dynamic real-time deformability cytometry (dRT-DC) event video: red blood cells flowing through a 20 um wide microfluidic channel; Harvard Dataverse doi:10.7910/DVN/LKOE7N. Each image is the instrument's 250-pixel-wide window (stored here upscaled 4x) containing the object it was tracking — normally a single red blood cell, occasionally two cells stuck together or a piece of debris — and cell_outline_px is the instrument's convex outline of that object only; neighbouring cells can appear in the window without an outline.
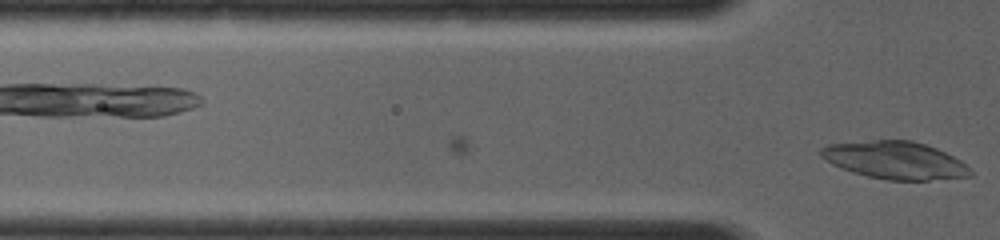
{"species": "common noctule bat (a hibernating species)", "species_latin": "Nyctalus noctula", "temperature_condition": "room temperature", "stored_images_in_passage": 9, "camera_frame_rate_fps": 4000, "um_per_image_px": 0.085, "animal": {"sex": "female", "body_mass_g": 19.0, "forearm_length_mm": 56.7}, "frame": {"image": 1, "passage_image": 9, "time_ms": 2.5, "image_size_px": [1000, 240], "cell_outline_px": [[976, 176], [928, 180], [888, 180], [868, 176], [852, 172], [832, 164], [820, 156], [820, 148], [828, 144], [876, 140], [912, 140], [936, 148], [960, 160]], "centroid_in_image_um": [76.08, 13.62], "position_along_channel_um": 49.7, "area_um2": 32.54}}